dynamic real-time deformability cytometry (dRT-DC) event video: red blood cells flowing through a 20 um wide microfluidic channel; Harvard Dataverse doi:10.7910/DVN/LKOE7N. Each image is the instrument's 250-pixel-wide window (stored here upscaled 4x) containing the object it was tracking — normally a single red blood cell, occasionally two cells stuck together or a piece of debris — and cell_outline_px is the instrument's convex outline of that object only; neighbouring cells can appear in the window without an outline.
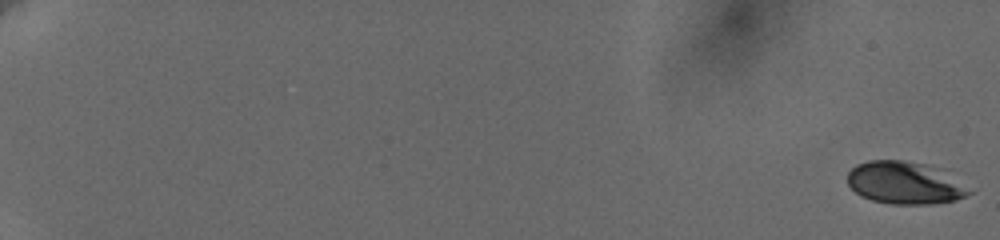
{"species": "human", "species_latin": "Homo sapiens", "temperature_condition": "cold", "stored_images_in_passage": 31, "camera_frame_rate_fps": 3000, "um_per_image_px": 0.085, "donor": {"sex": "female"}, "frame": {"image": 1, "passage_image": 1, "time_ms": 0.0, "image_size_px": [1000, 240], "cell_outline_px": [[972, 192], [956, 200], [932, 204], [892, 204], [872, 200], [860, 196], [848, 184], [848, 172], [856, 164], [868, 160], [904, 160], [944, 168]], "centroid_in_image_um": [76.91, 15.53], "position_along_channel_um": 8.1, "area_um2": 30.29}}
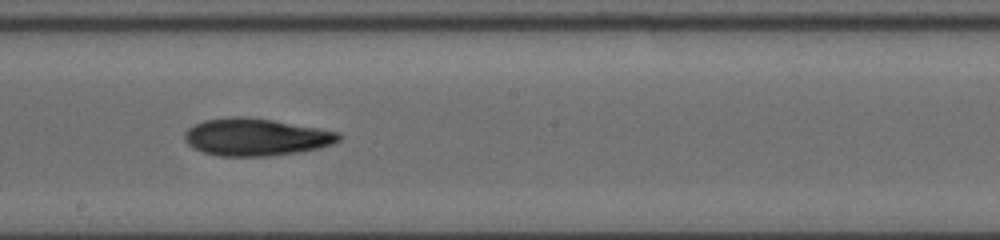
{"frame": {"image": 2, "passage_image": 18, "time_ms": 12.333, "image_size_px": [1000, 240], "cell_outline_px": [[340, 140], [332, 144], [320, 148], [300, 152], [272, 156], [220, 156], [204, 152], [188, 144], [184, 140], [184, 132], [188, 128], [204, 120], [232, 116], [248, 116], [272, 120], [340, 132]], "centroid_in_image_um": [21.76, 11.65], "position_along_channel_um": 226.4, "area_um2": 33.58}}
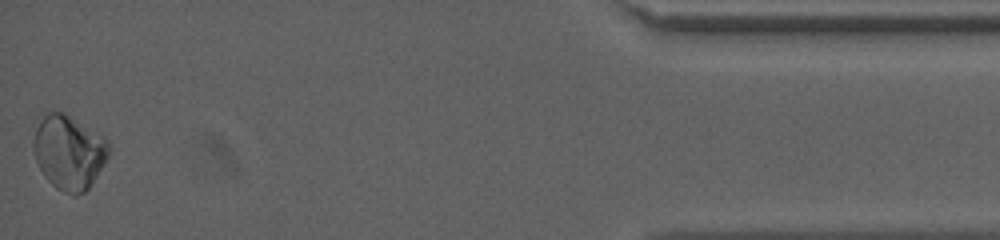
{"frame": {"image": 3, "passage_image": 31, "time_ms": 19.667, "image_size_px": [1000, 240], "cell_outline_px": [[112, 148], [108, 156], [96, 176], [88, 188], [84, 192], [72, 196], [56, 188], [44, 176], [36, 160], [32, 148], [32, 140], [36, 116], [40, 112], [64, 112], [104, 136], [108, 140]], "centroid_in_image_um": [5.81, 12.87], "position_along_channel_um": 429.4, "area_um2": 33.35}, "authors_computed_cell_mechanics": {"area_um2": 31.6166, "velocity_mm_per_s": 3.6475, "shape_relaxation_time_tau1_ms": 2.8504, "shape_relaxation_time_tau2_ms": null, "deformation_change_tau1": 0.0672, "deformation_change_tau2": null}}